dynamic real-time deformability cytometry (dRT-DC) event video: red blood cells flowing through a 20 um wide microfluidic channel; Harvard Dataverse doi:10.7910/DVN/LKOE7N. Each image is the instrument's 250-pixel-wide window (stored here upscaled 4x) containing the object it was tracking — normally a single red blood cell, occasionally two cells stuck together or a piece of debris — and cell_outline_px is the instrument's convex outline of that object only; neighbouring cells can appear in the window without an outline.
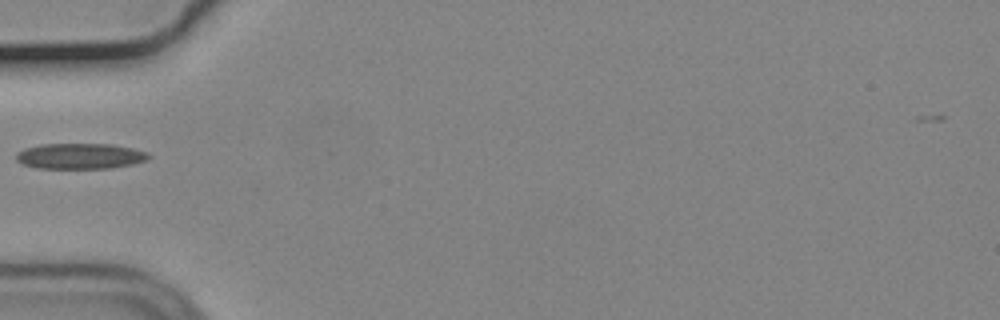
{"species": "common noctule bat (a hibernating species)", "species_latin": "Nyctalus noctula", "temperature_condition": "cold", "stored_images_in_passage": 5, "camera_frame_rate_fps": 3000, "um_per_image_px": 0.085, "animal": {"sex": "male", "body_mass_g": 19.2, "forearm_length_mm": 51.8}, "frame": {"image": 1, "passage_image": 1, "time_ms": 0.0, "image_size_px": [1000, 320], "cell_outline_px": [[152, 156], [144, 160], [132, 164], [112, 168], [36, 168], [24, 164], [16, 160], [16, 152], [24, 148], [40, 144], [112, 144], [132, 148], [148, 152]], "centroid_in_image_um": [6.79, 13.26], "position_along_channel_um": 78.2, "area_um2": 19.83}}
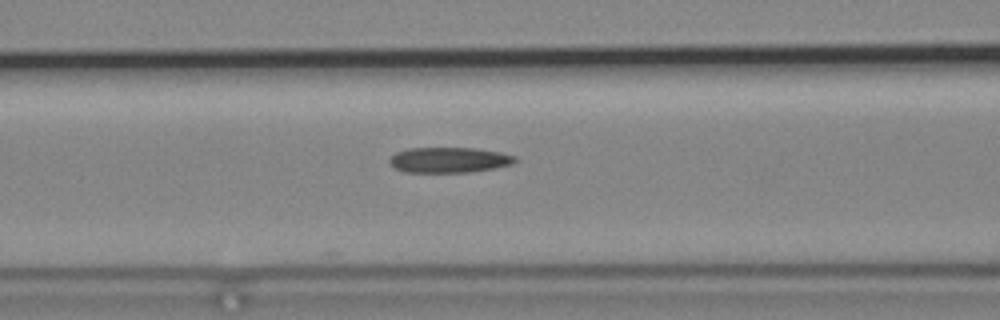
{"frame": {"image": 2, "passage_image": 5, "time_ms": 1.333, "image_size_px": [1000, 320], "cell_outline_px": [[520, 160], [512, 164], [496, 168], [468, 172], [404, 172], [396, 168], [388, 160], [396, 152], [408, 148], [476, 148], [500, 152], [516, 156]], "centroid_in_image_um": [38.22, 13.59], "position_along_channel_um": 128.4, "area_um2": 18.67}}